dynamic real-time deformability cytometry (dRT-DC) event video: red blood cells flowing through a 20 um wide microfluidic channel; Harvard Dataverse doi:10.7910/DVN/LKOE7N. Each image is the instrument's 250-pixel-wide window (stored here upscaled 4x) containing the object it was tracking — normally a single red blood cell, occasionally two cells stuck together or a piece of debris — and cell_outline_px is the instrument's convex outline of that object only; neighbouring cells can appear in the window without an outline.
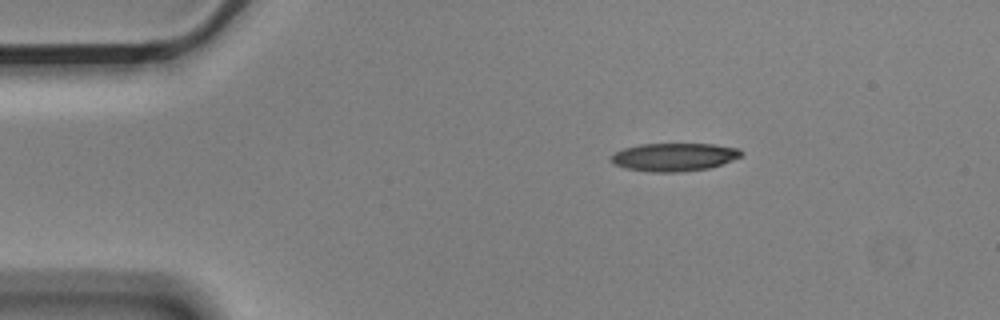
{"species": "Egyptian fruit bat (a non-hibernating species)", "species_latin": "Rousettus aegyptiacus", "temperature_condition": "cold", "stored_images_in_passage": 2, "camera_frame_rate_fps": 3000, "um_per_image_px": 0.085, "animal": {"sex": "male"}, "frame": {"image": 1, "passage_image": 1, "time_ms": 0.0, "image_size_px": [1000, 320], "cell_outline_px": [[744, 152], [740, 156], [732, 160], [708, 168], [680, 172], [652, 172], [624, 168], [612, 164], [612, 156], [616, 152], [624, 148], [640, 144], [716, 144], [740, 148]], "centroid_in_image_um": [57.31, 13.34], "position_along_channel_um": 27.7, "area_um2": 21.27}}